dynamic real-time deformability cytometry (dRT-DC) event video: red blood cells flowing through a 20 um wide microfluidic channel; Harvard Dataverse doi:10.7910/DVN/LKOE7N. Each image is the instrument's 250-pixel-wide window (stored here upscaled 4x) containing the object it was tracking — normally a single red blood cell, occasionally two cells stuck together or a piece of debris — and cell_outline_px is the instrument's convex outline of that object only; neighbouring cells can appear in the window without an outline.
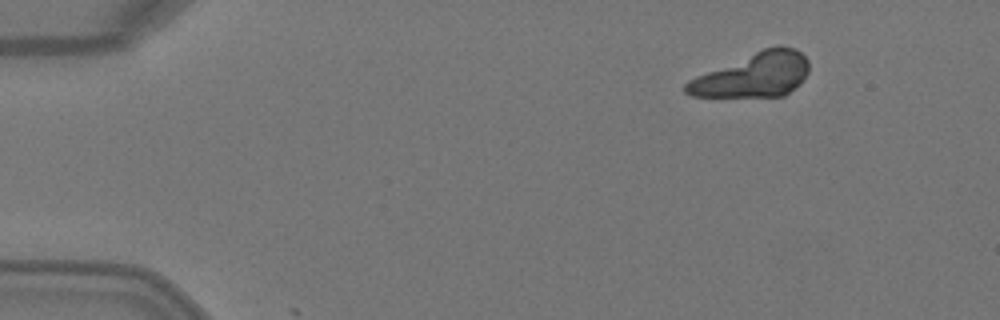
{"species": "Egyptian fruit bat (a non-hibernating species)", "species_latin": "Rousettus aegyptiacus", "temperature_condition": "warm", "stored_images_in_passage": 5, "segment_of_instrument_passage": [2, 2], "camera_frame_rate_fps": 3000, "um_per_image_px": 0.085, "animal": {"sex": "female"}, "frame": {"image": 1, "passage_image": 5, "time_ms": 1.333, "image_size_px": [1000, 320], "cell_outline_px": [[808, 72], [800, 84], [784, 96], [692, 96], [684, 92], [684, 84], [688, 80], [696, 76], [764, 48], [776, 44], [780, 44], [796, 48], [808, 60]], "centroid_in_image_um": [64.06, 6.36], "position_along_channel_um": 20.9, "area_um2": 31.56}}